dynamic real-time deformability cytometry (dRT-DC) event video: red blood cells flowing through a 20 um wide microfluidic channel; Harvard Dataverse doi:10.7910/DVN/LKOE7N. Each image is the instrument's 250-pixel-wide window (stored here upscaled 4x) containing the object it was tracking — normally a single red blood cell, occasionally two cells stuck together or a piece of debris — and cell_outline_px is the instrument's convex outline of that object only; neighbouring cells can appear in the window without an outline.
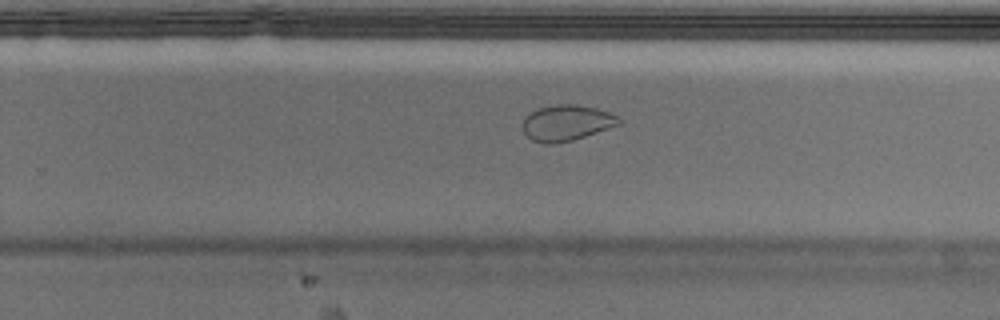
{"species": "Egyptian fruit bat (a non-hibernating species)", "species_latin": "Rousettus aegyptiacus", "temperature_condition": "cold", "stored_images_in_passage": 46, "camera_frame_rate_fps": 3000, "um_per_image_px": 0.085, "animal": {"sex": "male"}, "frame": {"image": 1, "passage_image": 33, "time_ms": 10.667, "image_size_px": [1000, 320], "cell_outline_px": [[620, 124], [572, 140], [552, 144], [544, 144], [532, 140], [524, 132], [524, 116], [536, 108], [556, 104], [576, 104], [596, 108], [608, 112], [616, 116], [620, 120]], "centroid_in_image_um": [48.12, 10.43], "position_along_channel_um": 281.7, "area_um2": 19.88}, "authors_computed_cell_mechanics": {"area_um2": 21.9929, "velocity_mm_per_s": 3.6851, "shape_relaxation_time_tau1_ms": null, "shape_relaxation_time_tau2_ms": 1.1774, "deformation_change_tau1": null, "deformation_change_tau2": 0.0492}}